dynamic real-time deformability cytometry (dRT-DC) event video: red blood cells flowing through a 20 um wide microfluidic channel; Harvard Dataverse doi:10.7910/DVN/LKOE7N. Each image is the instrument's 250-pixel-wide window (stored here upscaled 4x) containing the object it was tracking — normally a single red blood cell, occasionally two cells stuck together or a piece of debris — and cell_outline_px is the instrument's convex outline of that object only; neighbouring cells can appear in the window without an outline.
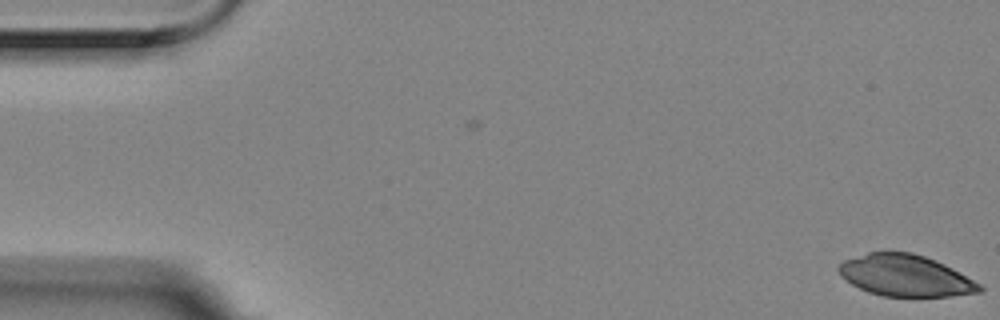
{"species": "Egyptian fruit bat (a non-hibernating species)", "species_latin": "Rousettus aegyptiacus", "temperature_condition": "room temperature", "stored_images_in_passage": 57, "camera_frame_rate_fps": 3000, "um_per_image_px": 0.085, "animal": {"sex": "female"}, "frame": {"image": 1, "passage_image": 1, "time_ms": 0.0, "image_size_px": [1000, 320], "cell_outline_px": [[984, 288], [980, 292], [948, 296], [884, 296], [868, 292], [852, 284], [840, 276], [840, 264], [844, 260], [868, 252], [912, 252], [924, 256], [944, 264], [980, 284]], "centroid_in_image_um": [76.95, 23.42], "position_along_channel_um": 8.1, "area_um2": 33.58}}
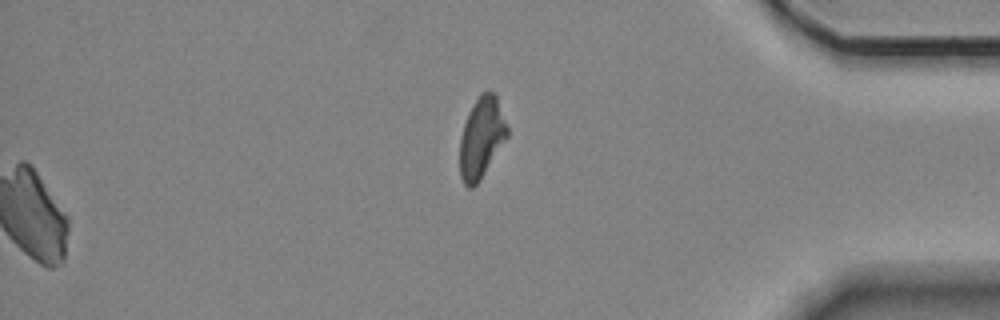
{"frame": {"image": 2, "passage_image": 57, "time_ms": 18.667, "image_size_px": [1000, 320], "cell_outline_px": [[508, 136], [480, 180], [472, 188], [468, 188], [464, 184], [460, 176], [460, 136], [464, 124], [472, 104], [480, 92], [496, 92], [508, 128]], "centroid_in_image_um": [40.93, 11.68], "position_along_channel_um": 394.3, "area_um2": 22.43}}